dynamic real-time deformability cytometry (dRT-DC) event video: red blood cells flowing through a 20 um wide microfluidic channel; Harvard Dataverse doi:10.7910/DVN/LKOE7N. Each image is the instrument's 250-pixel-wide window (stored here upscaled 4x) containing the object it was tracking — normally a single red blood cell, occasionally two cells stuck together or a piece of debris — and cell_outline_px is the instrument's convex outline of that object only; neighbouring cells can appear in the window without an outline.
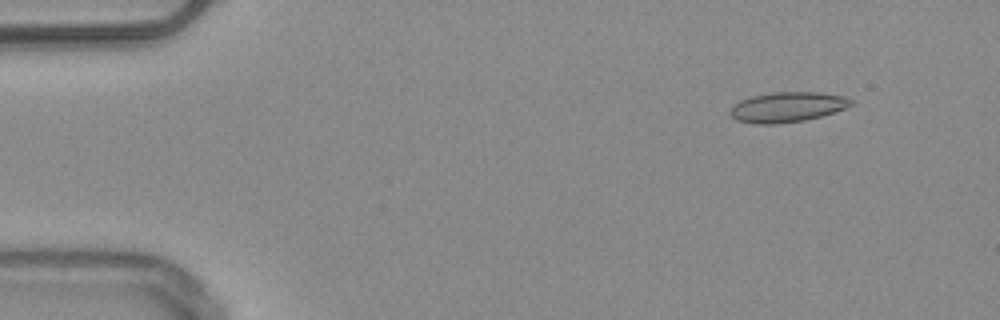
{"species": "common noctule bat (a hibernating species)", "species_latin": "Nyctalus noctula", "temperature_condition": "warm", "stored_images_in_passage": 12, "camera_frame_rate_fps": 3000, "um_per_image_px": 0.085, "animal": {"sex": "male", "body_mass_g": 20.4}, "frame": {"image": 1, "passage_image": 6, "time_ms": 1.667, "image_size_px": [1000, 320], "cell_outline_px": [[852, 104], [844, 108], [820, 116], [804, 120], [780, 124], [756, 124], [736, 120], [728, 112], [732, 104], [740, 100], [752, 96], [772, 92], [820, 92], [844, 96], [852, 100]], "centroid_in_image_um": [66.86, 9.1], "position_along_channel_um": 18.1, "area_um2": 21.21}}